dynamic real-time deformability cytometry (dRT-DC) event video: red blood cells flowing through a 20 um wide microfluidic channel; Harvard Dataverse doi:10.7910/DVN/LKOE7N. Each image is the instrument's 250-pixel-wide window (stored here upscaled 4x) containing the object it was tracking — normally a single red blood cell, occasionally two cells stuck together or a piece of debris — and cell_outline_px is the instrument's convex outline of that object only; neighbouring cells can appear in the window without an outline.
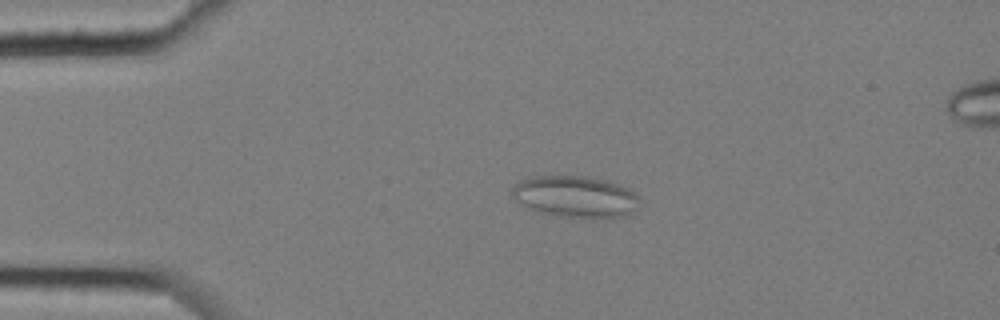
{"species": "common noctule bat (a hibernating species)", "species_latin": "Nyctalus noctula", "temperature_condition": "cold", "stored_images_in_passage": 4, "camera_frame_rate_fps": 3000, "um_per_image_px": 0.085, "animal": {"sex": "female", "body_mass_g": 25.1}, "frame": {"image": 1, "passage_image": 3, "time_ms": 0.667, "image_size_px": [1000, 320], "cell_outline_px": [[640, 208], [624, 216], [596, 220], [552, 216], [536, 212], [524, 208], [508, 192], [520, 180], [528, 176], [584, 176], [608, 180], [620, 184], [628, 188], [640, 196]], "centroid_in_image_um": [48.91, 16.75], "position_along_channel_um": 36.1, "area_um2": 32.31}}